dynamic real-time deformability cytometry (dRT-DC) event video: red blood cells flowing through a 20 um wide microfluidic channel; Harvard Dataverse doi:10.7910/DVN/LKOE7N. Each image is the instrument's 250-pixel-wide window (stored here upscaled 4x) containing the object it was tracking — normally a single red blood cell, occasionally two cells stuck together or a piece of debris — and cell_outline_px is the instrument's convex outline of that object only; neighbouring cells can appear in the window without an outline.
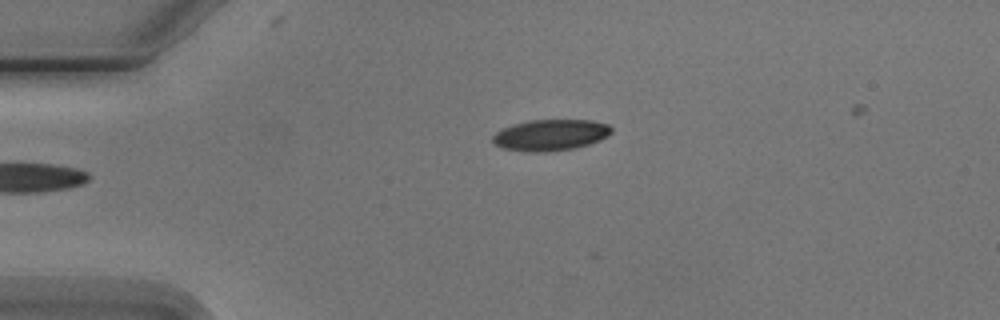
{"species": "Egyptian fruit bat (a non-hibernating species)", "species_latin": "Rousettus aegyptiacus", "temperature_condition": "cold", "stored_images_in_passage": 3, "camera_frame_rate_fps": 3000, "um_per_image_px": 0.085, "animal": {"sex": "male"}, "frame": {"image": 1, "passage_image": 1, "time_ms": 0.0, "image_size_px": [1000, 320], "cell_outline_px": [[612, 132], [608, 136], [600, 140], [576, 148], [548, 152], [524, 152], [504, 148], [496, 144], [492, 140], [492, 136], [496, 132], [512, 124], [528, 120], [592, 120], [608, 124], [612, 128]], "centroid_in_image_um": [46.81, 11.48], "position_along_channel_um": 38.2, "area_um2": 21.73}}